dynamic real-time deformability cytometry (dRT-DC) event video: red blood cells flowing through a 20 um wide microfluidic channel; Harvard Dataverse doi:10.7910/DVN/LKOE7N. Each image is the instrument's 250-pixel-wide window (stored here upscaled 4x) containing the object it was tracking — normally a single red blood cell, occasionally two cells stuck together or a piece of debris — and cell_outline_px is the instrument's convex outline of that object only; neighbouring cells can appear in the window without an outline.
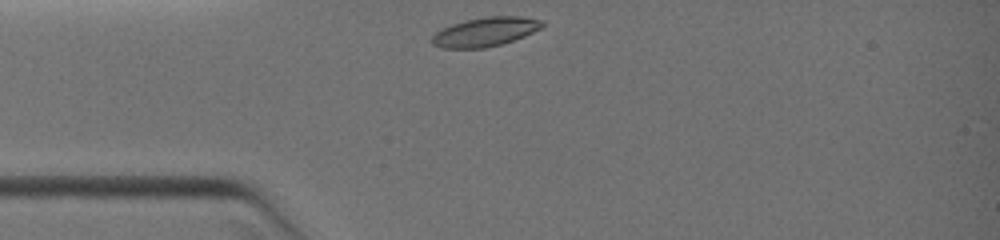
{"species": "common noctule bat (a hibernating species)", "species_latin": "Nyctalus noctula", "temperature_condition": "warm", "stored_images_in_passage": 34, "camera_frame_rate_fps": 3000, "um_per_image_px": 0.085, "animal": {"sex": "female", "body_mass_g": 19.0, "forearm_length_mm": 51.5}, "frame": {"image": 1, "passage_image": 1, "time_ms": 0.0, "image_size_px": [1000, 240], "cell_outline_px": [[544, 24], [540, 28], [524, 36], [500, 44], [484, 48], [440, 48], [432, 44], [432, 36], [436, 32], [452, 24], [464, 20], [488, 16], [520, 16], [544, 20]], "centroid_in_image_um": [41.24, 2.7], "position_along_channel_um": 43.8, "area_um2": 18.55}}
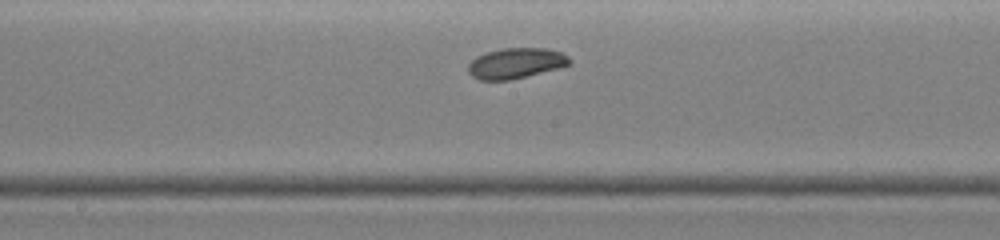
{"frame": {"image": 2, "passage_image": 19, "time_ms": 3.667, "image_size_px": [1000, 240], "cell_outline_px": [[572, 64], [508, 80], [480, 80], [472, 76], [468, 72], [468, 64], [476, 56], [500, 48], [548, 48], [560, 52], [568, 56], [572, 60]], "centroid_in_image_um": [43.83, 5.36], "position_along_channel_um": 204.4, "area_um2": 17.86}}
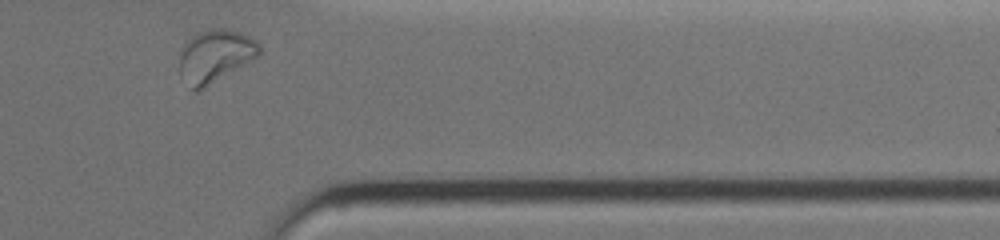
{"frame": {"image": 3, "passage_image": 33, "time_ms": 7.667, "image_size_px": [1000, 240], "cell_outline_px": [[260, 56], [204, 88], [196, 92], [180, 76], [180, 52], [184, 44], [196, 32], [208, 28], [224, 28], [248, 36], [256, 40], [260, 44]], "centroid_in_image_um": [18.29, 4.75], "position_along_channel_um": 393.1, "area_um2": 24.57}}